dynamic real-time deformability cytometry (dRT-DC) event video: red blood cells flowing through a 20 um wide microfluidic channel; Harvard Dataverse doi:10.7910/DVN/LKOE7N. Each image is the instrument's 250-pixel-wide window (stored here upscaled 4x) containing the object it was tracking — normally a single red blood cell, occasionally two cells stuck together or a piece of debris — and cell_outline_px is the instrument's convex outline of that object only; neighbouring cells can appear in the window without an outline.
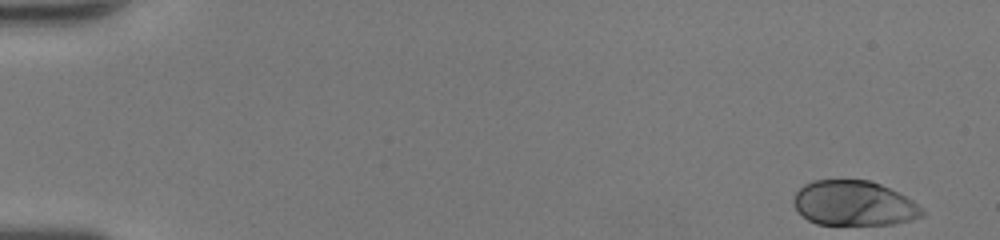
{"species": "human", "species_latin": "Homo sapiens", "temperature_condition": "room temperature", "stored_images_in_passage": 16, "camera_frame_rate_fps": 3000, "um_per_image_px": 0.085, "donor": {"sex": "female"}, "frame": {"image": 1, "passage_image": 1, "time_ms": 0.0, "image_size_px": [1000, 240], "cell_outline_px": [[924, 216], [892, 224], [816, 224], [808, 220], [796, 208], [792, 200], [796, 192], [804, 184], [812, 180], [868, 180], [880, 184], [912, 200], [924, 212]], "centroid_in_image_um": [72.54, 17.27], "position_along_channel_um": 12.5, "area_um2": 33.23}}
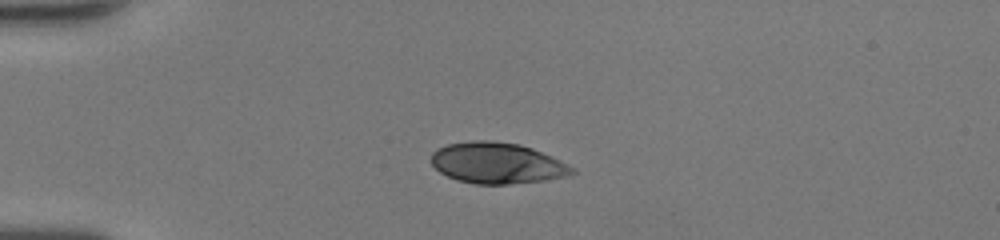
{"frame": {"image": 2, "passage_image": 12, "time_ms": 3.667, "image_size_px": [1000, 240], "cell_outline_px": [[576, 172], [564, 176], [544, 180], [508, 184], [476, 184], [456, 180], [440, 172], [432, 164], [432, 152], [436, 148], [448, 144], [476, 140], [488, 140], [520, 144], [532, 148], [552, 156], [576, 168]], "centroid_in_image_um": [42.25, 13.86], "position_along_channel_um": 42.7, "area_um2": 33.64}}